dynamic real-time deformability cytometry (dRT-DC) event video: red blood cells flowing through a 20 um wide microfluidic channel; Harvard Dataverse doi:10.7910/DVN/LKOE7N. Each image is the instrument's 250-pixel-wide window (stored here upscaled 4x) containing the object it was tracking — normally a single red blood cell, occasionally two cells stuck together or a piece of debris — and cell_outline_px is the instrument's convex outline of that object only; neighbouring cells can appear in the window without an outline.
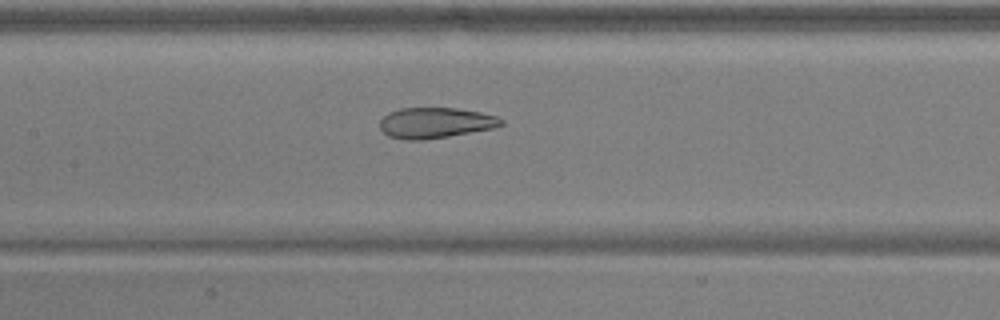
{"species": "common noctule bat (a hibernating species)", "species_latin": "Nyctalus noctula", "temperature_condition": "warm", "stored_images_in_passage": 45, "camera_frame_rate_fps": 3000, "um_per_image_px": 0.085, "animal": {"sex": "male", "body_mass_g": 17.9, "forearm_length_mm": 54.2}, "frame": {"image": 1, "passage_image": 18, "time_ms": 5.667, "image_size_px": [1000, 320], "cell_outline_px": [[504, 124], [492, 128], [448, 136], [424, 140], [404, 140], [388, 136], [380, 128], [380, 120], [388, 112], [400, 108], [456, 108], [480, 112], [496, 116], [504, 120]], "centroid_in_image_um": [36.98, 10.44], "position_along_channel_um": 170.4, "area_um2": 21.62}}
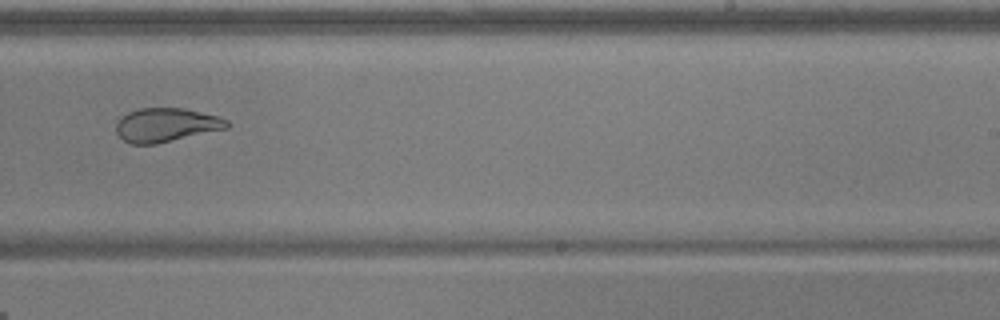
{"frame": {"image": 2, "passage_image": 26, "time_ms": 8.333, "image_size_px": [1000, 320], "cell_outline_px": [[232, 124], [228, 128], [156, 144], [132, 144], [124, 140], [116, 132], [116, 124], [128, 112], [140, 108], [180, 108], [220, 116], [228, 120]], "centroid_in_image_um": [14.17, 10.62], "position_along_channel_um": 274.8, "area_um2": 21.73}}
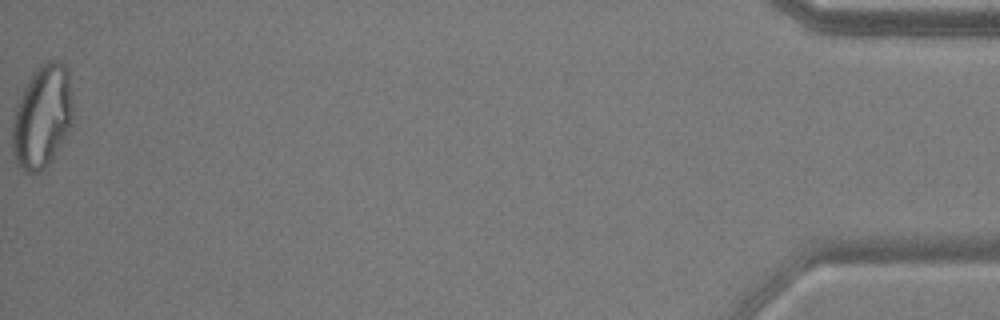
{"frame": {"image": 3, "passage_image": 45, "time_ms": 14.667, "image_size_px": [1000, 320], "cell_outline_px": [[72, 124], [64, 140], [48, 164], [40, 172], [32, 176], [24, 172], [16, 164], [12, 152], [12, 116], [16, 104], [32, 72], [44, 60], [56, 60], [64, 64], [68, 72], [72, 108]], "centroid_in_image_um": [3.55, 9.95], "position_along_channel_um": 431.6, "area_um2": 36.88}, "authors_computed_cell_mechanics": {"area_um2": 27.1082, "velocity_mm_per_s": 3.9472, "shape_relaxation_time_tau1_ms": null, "shape_relaxation_time_tau2_ms": 0.9865, "deformation_change_tau1": null, "deformation_change_tau2": 0.0688}}